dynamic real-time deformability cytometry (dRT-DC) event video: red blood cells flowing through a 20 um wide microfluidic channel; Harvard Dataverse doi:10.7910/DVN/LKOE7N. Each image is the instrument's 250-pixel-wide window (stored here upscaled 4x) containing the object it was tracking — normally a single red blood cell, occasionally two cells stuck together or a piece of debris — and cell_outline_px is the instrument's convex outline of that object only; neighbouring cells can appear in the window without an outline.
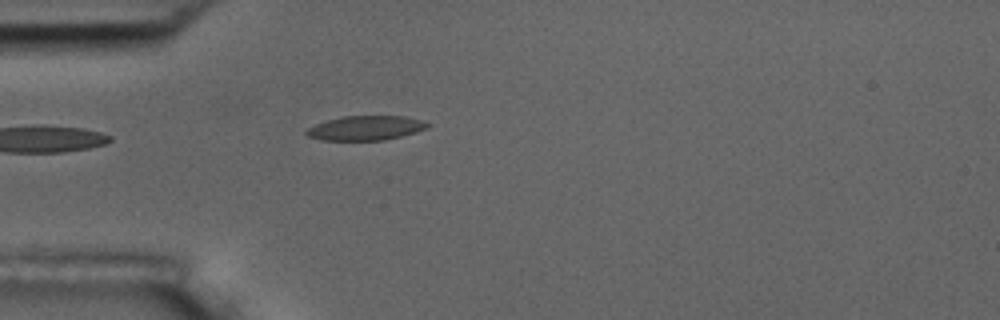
{"species": "common noctule bat (a hibernating species)", "species_latin": "Nyctalus noctula", "temperature_condition": "room temperature", "stored_images_in_passage": 40, "camera_frame_rate_fps": 3000, "um_per_image_px": 0.085, "animal": {"sex": "male", "body_mass_g": 17.5, "forearm_length_mm": 52.3}, "frame": {"image": 1, "passage_image": 1, "time_ms": 0.0, "image_size_px": [1000, 320], "cell_outline_px": [[432, 124], [428, 128], [416, 132], [384, 140], [320, 140], [308, 136], [304, 132], [308, 128], [316, 124], [328, 120], [344, 116], [404, 116], [420, 120]], "centroid_in_image_um": [31.09, 10.88], "position_along_channel_um": 53.9, "area_um2": 17.17}}
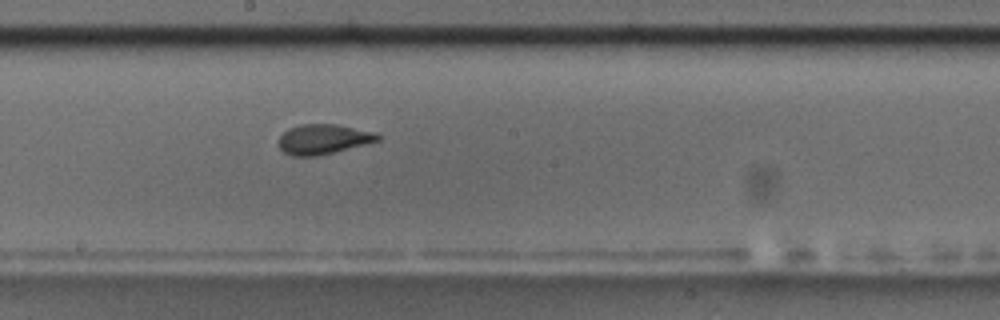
{"frame": {"image": 2, "passage_image": 15, "time_ms": 4.667, "image_size_px": [1000, 320], "cell_outline_px": [[380, 140], [320, 156], [288, 156], [280, 148], [280, 136], [288, 128], [300, 124], [336, 124], [376, 132], [380, 136]], "centroid_in_image_um": [27.48, 11.83], "position_along_channel_um": 220.7, "area_um2": 17.34}}
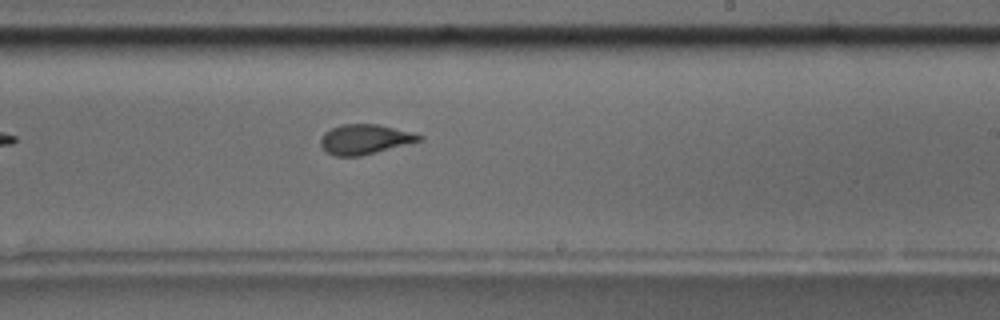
{"frame": {"image": 3, "passage_image": 18, "time_ms": 5.667, "image_size_px": [1000, 320], "cell_outline_px": [[424, 140], [360, 156], [336, 156], [328, 152], [320, 144], [320, 140], [324, 132], [340, 124], [380, 124], [424, 136]], "centroid_in_image_um": [31.02, 11.83], "position_along_channel_um": 258.0, "area_um2": 17.05}, "authors_computed_cell_mechanics": {"area_um2": 17.5712, "velocity_mm_per_s": 3.7268, "shape_relaxation_time_tau1_ms": 4.3747, "shape_relaxation_time_tau2_ms": 1.2686, "deformation_change_tau1": 0.1585, "deformation_change_tau2": 0.0858}}